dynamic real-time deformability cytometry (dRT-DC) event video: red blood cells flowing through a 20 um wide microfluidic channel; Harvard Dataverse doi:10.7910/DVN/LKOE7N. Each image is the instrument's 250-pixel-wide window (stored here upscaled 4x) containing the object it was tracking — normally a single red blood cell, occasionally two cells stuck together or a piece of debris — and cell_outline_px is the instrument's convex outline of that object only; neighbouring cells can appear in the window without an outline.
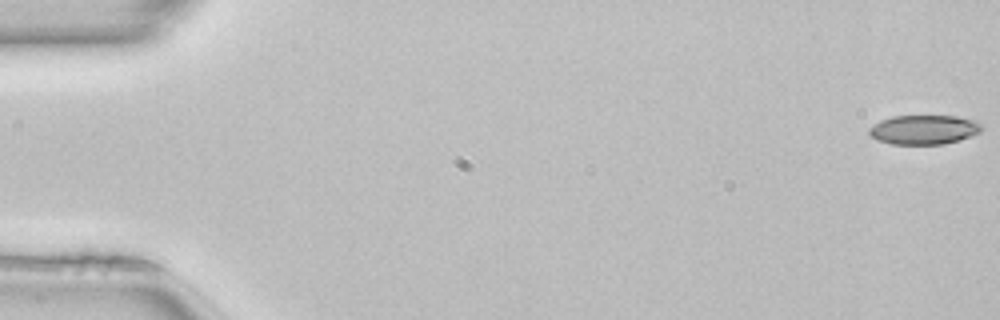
{"species": "common noctule bat (a hibernating species)", "species_latin": "Nyctalus noctula", "temperature_condition": "room temperature", "stored_images_in_passage": 51, "camera_frame_rate_fps": 3000, "um_per_image_px": 0.085, "animal": {"sex": "female", "body_mass_g": 22.7, "forearm_length_mm": 54.2}, "frame": {"image": 1, "passage_image": 1, "time_ms": 0.0, "image_size_px": [1000, 320], "cell_outline_px": [[984, 128], [980, 132], [960, 140], [944, 144], [892, 144], [876, 140], [868, 132], [868, 128], [880, 120], [892, 116], [956, 116], [976, 120]], "centroid_in_image_um": [78.53, 11.02], "position_along_channel_um": 6.5, "area_um2": 19.36}}
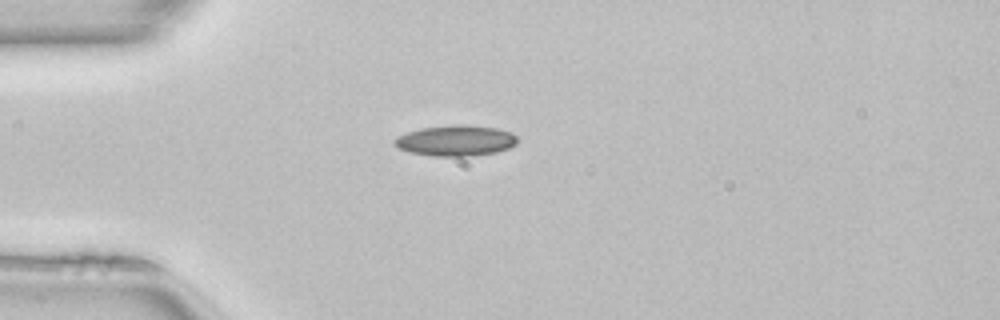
{"frame": {"image": 2, "passage_image": 14, "time_ms": 4.333, "image_size_px": [1000, 320], "cell_outline_px": [[520, 140], [516, 144], [508, 148], [496, 152], [472, 156], [432, 156], [408, 152], [400, 148], [392, 140], [396, 136], [420, 128], [456, 124], [464, 124], [496, 128], [508, 132], [516, 136]], "centroid_in_image_um": [38.73, 11.95], "position_along_channel_um": 46.3, "area_um2": 22.08}}
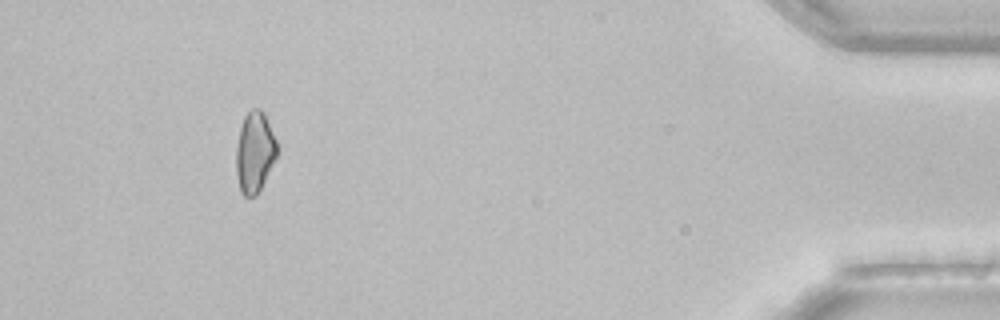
{"frame": {"image": 3, "passage_image": 47, "time_ms": 15.333, "image_size_px": [1000, 320], "cell_outline_px": [[280, 148], [256, 196], [244, 196], [240, 192], [236, 176], [236, 144], [240, 128], [244, 116], [252, 108], [260, 108], [264, 112]], "centroid_in_image_um": [21.64, 12.91], "position_along_channel_um": 413.6, "area_um2": 19.36}, "authors_computed_cell_mechanics": {"area_um2": 20.1144, "velocity_mm_per_s": 4.1036, "shape_relaxation_time_tau1_ms": 11.1363, "shape_relaxation_time_tau2_ms": null, "deformation_change_tau1": 0.1754, "deformation_change_tau2": null}}